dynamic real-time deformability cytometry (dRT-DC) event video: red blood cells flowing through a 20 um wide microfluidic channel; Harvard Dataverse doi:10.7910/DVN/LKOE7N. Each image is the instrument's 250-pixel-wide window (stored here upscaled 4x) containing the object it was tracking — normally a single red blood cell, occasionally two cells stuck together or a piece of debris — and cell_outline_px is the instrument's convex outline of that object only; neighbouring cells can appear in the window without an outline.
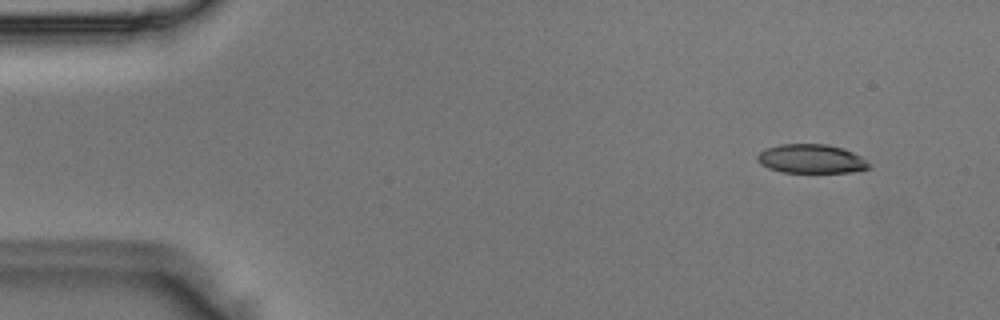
{"species": "Egyptian fruit bat (a non-hibernating species)", "species_latin": "Rousettus aegyptiacus", "temperature_condition": "room temperature", "stored_images_in_passage": 5, "camera_frame_rate_fps": 3000, "um_per_image_px": 0.085, "animal": {"sex": "male"}, "frame": {"image": 1, "passage_image": 1, "time_ms": 0.0, "image_size_px": [1000, 320], "cell_outline_px": [[868, 168], [852, 172], [780, 172], [768, 168], [760, 164], [756, 160], [756, 156], [764, 148], [780, 144], [824, 144], [840, 148], [852, 152], [860, 156], [868, 164]], "centroid_in_image_um": [68.86, 13.5], "position_along_channel_um": 16.1, "area_um2": 18.67}}